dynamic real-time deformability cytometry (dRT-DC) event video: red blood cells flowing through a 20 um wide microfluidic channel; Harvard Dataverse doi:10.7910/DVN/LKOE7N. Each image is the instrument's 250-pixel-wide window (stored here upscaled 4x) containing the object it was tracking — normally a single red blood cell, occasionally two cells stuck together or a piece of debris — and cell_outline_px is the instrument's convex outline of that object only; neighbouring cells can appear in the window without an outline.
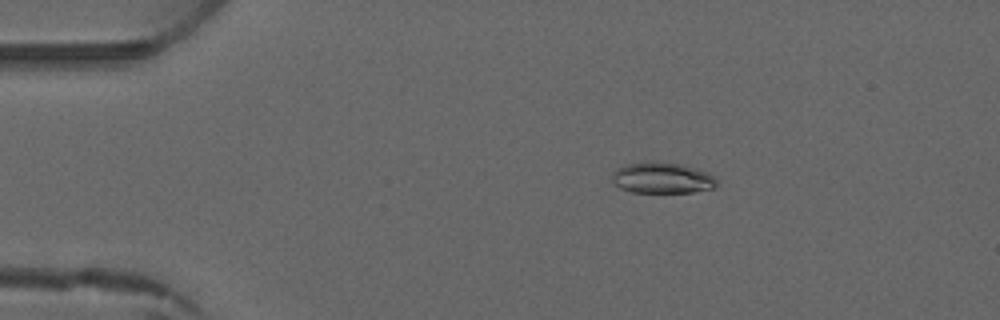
{"species": "common noctule bat (a hibernating species)", "species_latin": "Nyctalus noctula", "temperature_condition": "warm", "stored_images_in_passage": 2, "camera_frame_rate_fps": 3000, "um_per_image_px": 0.085, "animal": {"sex": "male", "forearm_length_mm": 52.5}, "frame": {"image": 1, "passage_image": 1, "time_ms": 0.0, "image_size_px": [1000, 320], "cell_outline_px": [[716, 184], [712, 188], [692, 192], [632, 192], [620, 188], [612, 180], [612, 172], [616, 168], [624, 164], [652, 160], [656, 160], [680, 164], [696, 168], [708, 172], [716, 180]], "centroid_in_image_um": [56.23, 15.09], "position_along_channel_um": 28.8, "area_um2": 19.07}}